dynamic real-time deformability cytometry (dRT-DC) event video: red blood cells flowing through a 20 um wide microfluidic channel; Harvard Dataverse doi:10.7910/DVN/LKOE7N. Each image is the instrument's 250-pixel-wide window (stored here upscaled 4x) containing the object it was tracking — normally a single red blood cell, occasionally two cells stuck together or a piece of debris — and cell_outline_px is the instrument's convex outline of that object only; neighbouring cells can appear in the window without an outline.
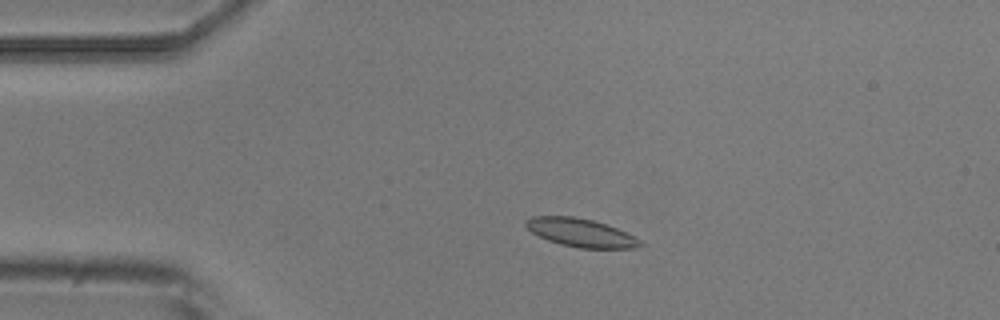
{"species": "common noctule bat (a hibernating species)", "species_latin": "Nyctalus noctula", "temperature_condition": "room temperature", "stored_images_in_passage": 4, "camera_frame_rate_fps": 3000, "um_per_image_px": 0.085, "animal": {"sex": "male", "body_mass_g": 20.5, "forearm_length_mm": 52.5}, "frame": {"image": 1, "passage_image": 3, "time_ms": 2.333, "image_size_px": [1000, 320], "cell_outline_px": [[644, 244], [632, 248], [580, 248], [560, 244], [548, 240], [532, 232], [524, 224], [524, 220], [532, 216], [572, 216], [592, 220], [616, 228], [640, 240]], "centroid_in_image_um": [49.32, 19.77], "position_along_channel_um": 35.7, "area_um2": 18.55}}